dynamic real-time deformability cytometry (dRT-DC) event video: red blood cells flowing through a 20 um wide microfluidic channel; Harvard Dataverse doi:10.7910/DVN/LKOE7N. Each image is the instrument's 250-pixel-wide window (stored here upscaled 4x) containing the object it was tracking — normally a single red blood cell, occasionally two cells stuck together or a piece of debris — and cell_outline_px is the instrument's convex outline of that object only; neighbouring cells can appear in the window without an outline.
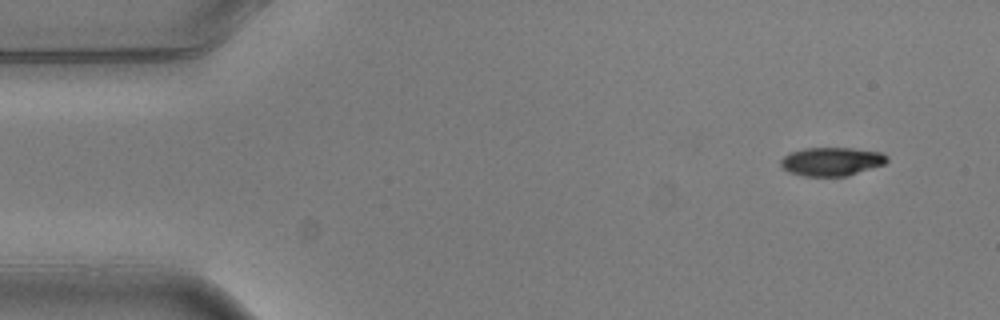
{"species": "common noctule bat (a hibernating species)", "species_latin": "Nyctalus noctula", "temperature_condition": "warm", "stored_images_in_passage": 4, "camera_frame_rate_fps": 3000, "um_per_image_px": 0.085, "animal": {"sex": "male", "body_mass_g": 20.5, "forearm_length_mm": 52.5}, "frame": {"image": 1, "passage_image": 1, "time_ms": 0.0, "image_size_px": [1000, 320], "cell_outline_px": [[888, 160], [884, 164], [848, 176], [804, 176], [788, 172], [780, 164], [780, 160], [788, 152], [804, 148], [852, 148], [880, 152], [888, 156]], "centroid_in_image_um": [70.66, 13.72], "position_along_channel_um": 14.3, "area_um2": 17.74}}
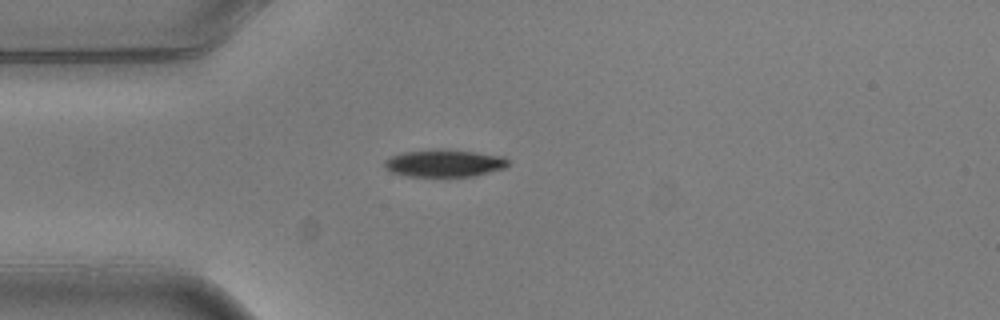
{"frame": {"image": 2, "passage_image": 4, "time_ms": 1.0, "image_size_px": [1000, 320], "cell_outline_px": [[508, 164], [504, 168], [472, 176], [408, 176], [392, 172], [384, 168], [384, 160], [400, 152], [476, 152], [504, 156], [508, 160]], "centroid_in_image_um": [37.76, 13.91], "position_along_channel_um": 47.2, "area_um2": 18.67}}